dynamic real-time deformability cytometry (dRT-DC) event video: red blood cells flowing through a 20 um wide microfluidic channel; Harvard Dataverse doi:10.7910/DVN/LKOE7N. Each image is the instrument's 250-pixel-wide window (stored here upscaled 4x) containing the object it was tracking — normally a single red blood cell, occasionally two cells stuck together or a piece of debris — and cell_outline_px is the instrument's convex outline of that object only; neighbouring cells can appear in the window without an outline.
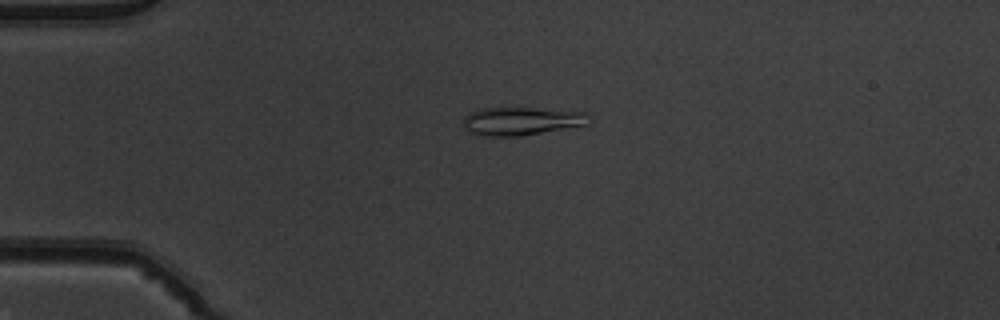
{"species": "common noctule bat (a hibernating species)", "species_latin": "Nyctalus noctula", "temperature_condition": "warm", "stored_images_in_passage": 51, "camera_frame_rate_fps": 3000, "um_per_image_px": 0.085, "animal": {"sex": "male", "body_mass_g": 19.5, "forearm_length_mm": 54.6}, "frame": {"image": 1, "passage_image": 13, "time_ms": 4.0, "image_size_px": [1000, 320], "cell_outline_px": [[588, 124], [520, 136], [484, 136], [468, 132], [464, 128], [464, 116], [468, 112], [484, 108], [532, 108], [584, 112]], "centroid_in_image_um": [44.21, 10.3], "position_along_channel_um": 40.8, "area_um2": 20.29}}
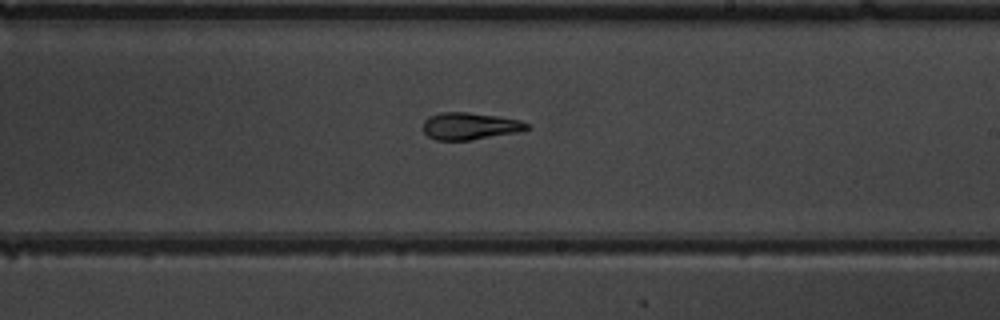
{"frame": {"image": 2, "passage_image": 31, "time_ms": 10.0, "image_size_px": [1000, 320], "cell_outline_px": [[532, 128], [516, 132], [468, 140], [436, 140], [428, 136], [420, 128], [424, 120], [428, 116], [440, 112], [468, 112], [500, 116], [520, 120], [528, 124]], "centroid_in_image_um": [39.89, 10.7], "position_along_channel_um": 249.1, "area_um2": 16.53}}
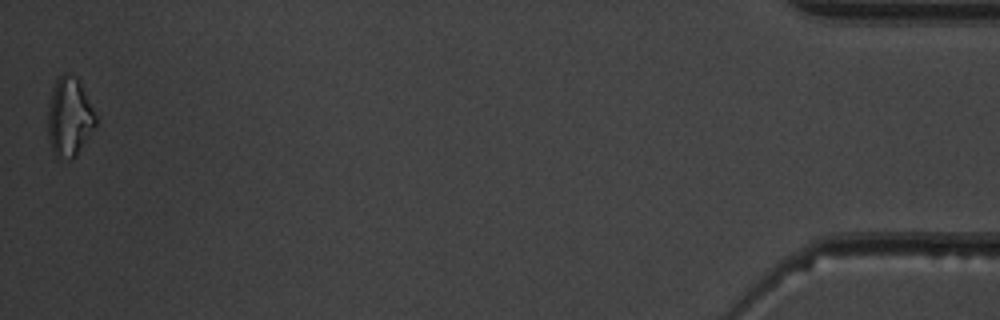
{"frame": {"image": 3, "passage_image": 51, "time_ms": 16.667, "image_size_px": [1000, 320], "cell_outline_px": [[96, 128], [76, 156], [72, 160], [68, 160], [56, 156], [52, 148], [48, 136], [48, 108], [52, 88], [56, 80], [64, 72], [68, 72], [76, 76], [80, 80], [96, 116]], "centroid_in_image_um": [5.91, 9.94], "position_along_channel_um": 429.3, "area_um2": 22.31}, "authors_computed_cell_mechanics": {"area_um2": 17.34, "velocity_mm_per_s": 4.0197, "shape_relaxation_time_tau1_ms": 10.8595, "shape_relaxation_time_tau2_ms": null, "deformation_change_tau1": 0.2394, "deformation_change_tau2": null}}